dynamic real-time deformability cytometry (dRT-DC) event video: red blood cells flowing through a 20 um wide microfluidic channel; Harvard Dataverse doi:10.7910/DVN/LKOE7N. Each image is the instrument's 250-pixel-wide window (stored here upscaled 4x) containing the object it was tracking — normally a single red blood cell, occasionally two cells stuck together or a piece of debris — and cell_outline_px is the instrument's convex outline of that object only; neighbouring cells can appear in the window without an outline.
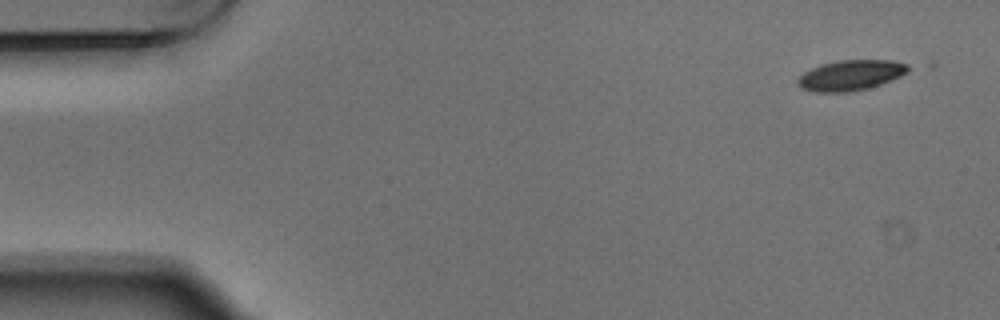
{"species": "Egyptian fruit bat (a non-hibernating species)", "species_latin": "Rousettus aegyptiacus", "temperature_condition": "warm", "stored_images_in_passage": 7, "camera_frame_rate_fps": 3000, "um_per_image_px": 0.085, "animal": {"sex": "male"}, "frame": {"image": 1, "passage_image": 1, "time_ms": 0.0, "image_size_px": [1000, 320], "cell_outline_px": [[908, 72], [900, 76], [880, 84], [868, 88], [852, 92], [816, 92], [804, 88], [796, 80], [804, 72], [820, 64], [836, 60], [892, 60], [908, 64]], "centroid_in_image_um": [72.32, 6.38], "position_along_channel_um": 12.7, "area_um2": 19.42}}
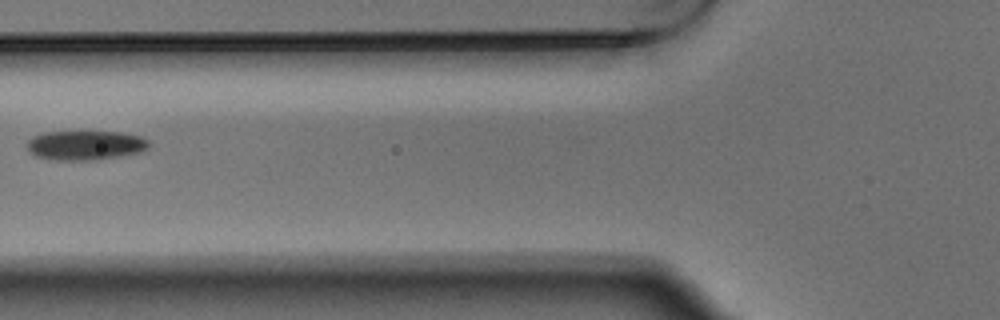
{"frame": {"image": 2, "passage_image": 6, "time_ms": 1.667, "image_size_px": [1000, 320], "cell_outline_px": [[148, 148], [140, 152], [120, 156], [96, 160], [48, 160], [36, 156], [28, 152], [24, 144], [32, 136], [40, 132], [120, 132], [140, 136], [148, 140]], "centroid_in_image_um": [7.17, 12.35], "position_along_channel_um": 118.6, "area_um2": 21.21}}
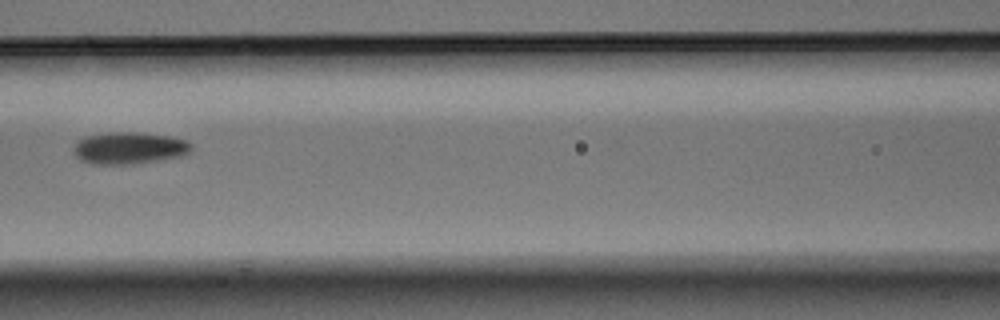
{"frame": {"image": 3, "passage_image": 7, "time_ms": 2.0, "image_size_px": [1000, 320], "cell_outline_px": [[192, 148], [184, 156], [132, 164], [92, 164], [80, 160], [72, 152], [72, 148], [84, 136], [108, 132], [136, 132], [168, 136], [184, 140], [192, 144]], "centroid_in_image_um": [10.95, 12.59], "position_along_channel_um": 155.7, "area_um2": 21.96}}